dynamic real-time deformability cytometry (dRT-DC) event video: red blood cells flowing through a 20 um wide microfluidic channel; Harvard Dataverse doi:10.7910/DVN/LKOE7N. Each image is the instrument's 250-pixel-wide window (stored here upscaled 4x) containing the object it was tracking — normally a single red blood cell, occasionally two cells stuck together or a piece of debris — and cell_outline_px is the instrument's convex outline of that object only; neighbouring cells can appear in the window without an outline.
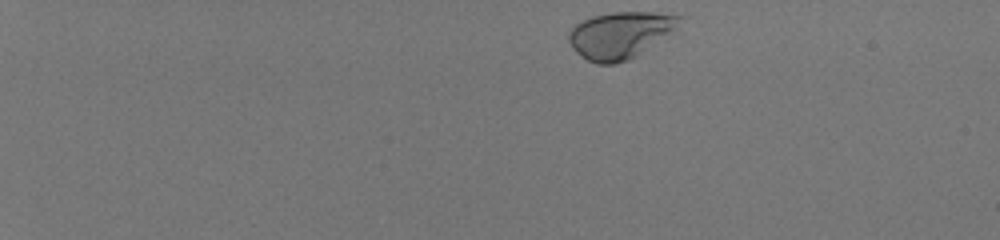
{"species": "human", "species_latin": "Homo sapiens", "temperature_condition": "room temperature", "stored_images_in_passage": 45, "camera_frame_rate_fps": 3000, "um_per_image_px": 0.085, "donor": {"sex": "male"}, "frame": {"image": 1, "passage_image": 1, "time_ms": 0.0, "image_size_px": [1000, 240], "cell_outline_px": [[684, 16], [668, 32], [636, 56], [628, 60], [616, 64], [596, 64], [580, 56], [572, 48], [568, 40], [568, 32], [576, 24], [592, 16], [612, 12], [652, 12]], "centroid_in_image_um": [52.61, 2.98], "position_along_channel_um": 32.4, "area_um2": 29.48}}
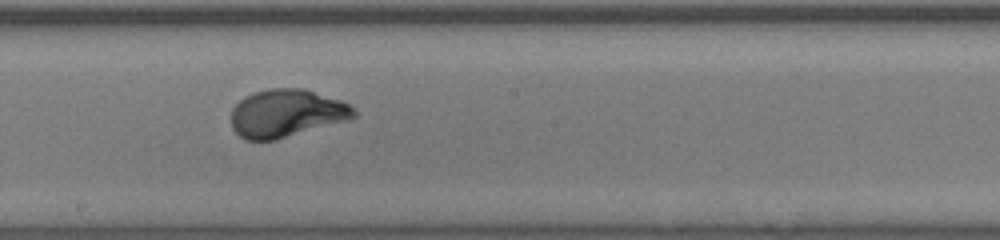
{"frame": {"image": 2, "passage_image": 26, "time_ms": 8.333, "image_size_px": [1000, 240], "cell_outline_px": [[356, 116], [344, 120], [276, 140], [244, 140], [232, 128], [232, 108], [244, 96], [252, 92], [268, 88], [304, 88], [340, 100], [348, 104], [356, 112]], "centroid_in_image_um": [24.29, 9.61], "position_along_channel_um": 223.9, "area_um2": 33.93}}
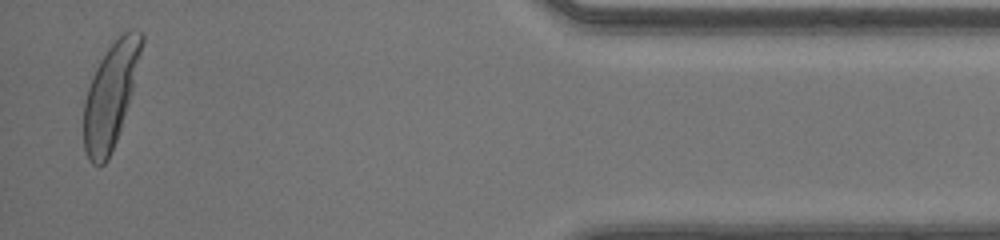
{"frame": {"image": 3, "passage_image": 44, "time_ms": 14.333, "image_size_px": [1000, 240], "cell_outline_px": [[144, 40], [128, 104], [116, 140], [108, 160], [104, 164], [92, 164], [88, 160], [84, 148], [84, 100], [92, 76], [100, 60], [108, 48], [128, 28], [132, 28], [140, 32], [144, 36]], "centroid_in_image_um": [9.38, 8.1], "position_along_channel_um": 425.8, "area_um2": 34.45}, "authors_computed_cell_mechanics": {"area_um2": 32.8882, "velocity_mm_per_s": 4.1041, "shape_relaxation_time_tau1_ms": 1.7818, "shape_relaxation_time_tau2_ms": null, "deformation_change_tau1": 0.1594, "deformation_change_tau2": null}}